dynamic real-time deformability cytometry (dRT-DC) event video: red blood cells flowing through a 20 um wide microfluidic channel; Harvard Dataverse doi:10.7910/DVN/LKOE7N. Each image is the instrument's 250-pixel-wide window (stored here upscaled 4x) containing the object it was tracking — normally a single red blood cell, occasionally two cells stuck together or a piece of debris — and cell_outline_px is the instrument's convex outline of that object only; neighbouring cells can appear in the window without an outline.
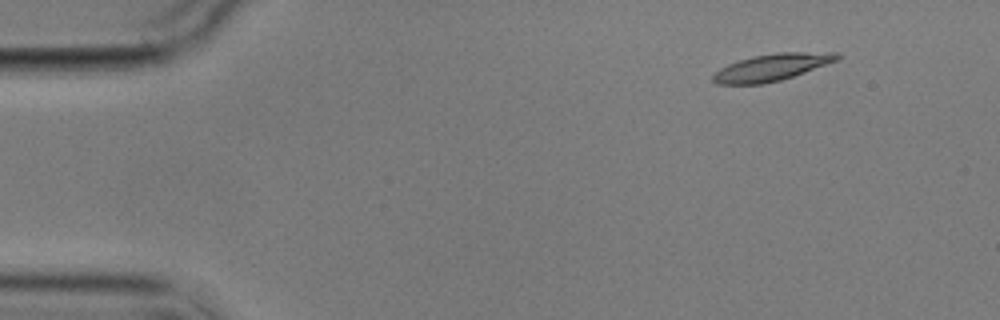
{"species": "common noctule bat (a hibernating species)", "species_latin": "Nyctalus noctula", "temperature_condition": "cold", "stored_images_in_passage": 6, "camera_frame_rate_fps": 3000, "um_per_image_px": 0.085, "animal": {"sex": "male", "body_mass_g": 17.9}, "frame": {"image": 1, "passage_image": 2, "time_ms": 1.0, "image_size_px": [1000, 320], "cell_outline_px": [[840, 56], [836, 60], [804, 72], [780, 80], [764, 84], [716, 84], [712, 80], [712, 76], [720, 68], [728, 64], [752, 56], [776, 52], [840, 52]], "centroid_in_image_um": [65.57, 5.71], "position_along_channel_um": 19.4, "area_um2": 19.31}}
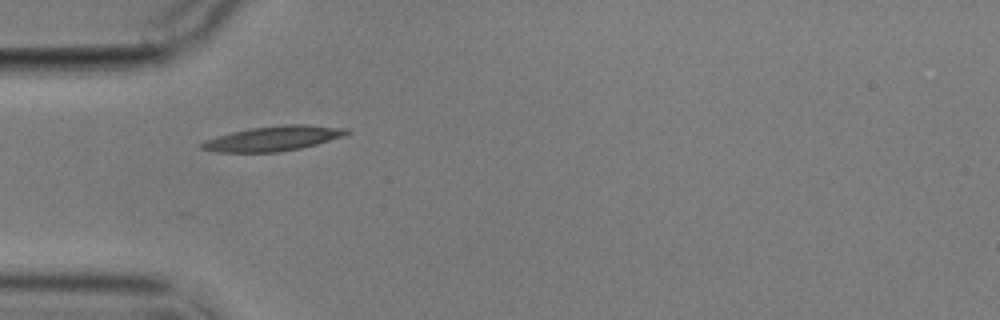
{"frame": {"image": 2, "passage_image": 5, "time_ms": 4.667, "image_size_px": [1000, 320], "cell_outline_px": [[352, 132], [344, 136], [316, 144], [300, 148], [276, 152], [216, 152], [200, 148], [200, 144], [204, 140], [216, 136], [232, 132], [252, 128], [288, 124], [304, 124], [348, 128]], "centroid_in_image_um": [23.24, 11.76], "position_along_channel_um": 61.8, "area_um2": 20.92}}
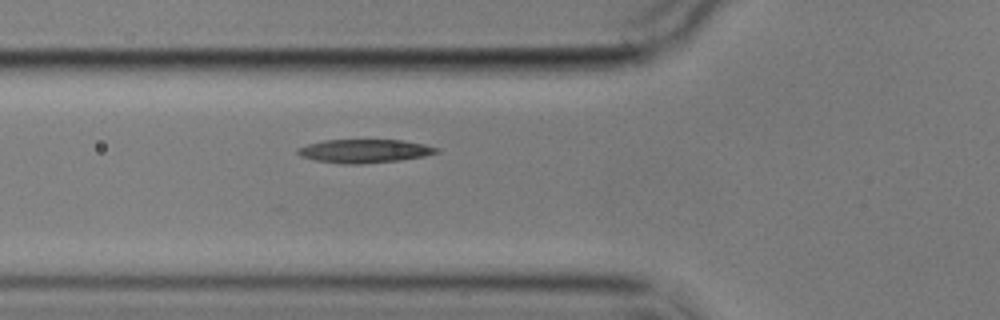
{"frame": {"image": 3, "passage_image": 6, "time_ms": 5.667, "image_size_px": [1000, 320], "cell_outline_px": [[440, 152], [424, 156], [400, 160], [360, 164], [340, 164], [316, 160], [300, 156], [296, 152], [296, 148], [308, 144], [324, 140], [400, 140], [424, 144], [440, 148]], "centroid_in_image_um": [30.97, 12.84], "position_along_channel_um": 94.8, "area_um2": 19.07}}